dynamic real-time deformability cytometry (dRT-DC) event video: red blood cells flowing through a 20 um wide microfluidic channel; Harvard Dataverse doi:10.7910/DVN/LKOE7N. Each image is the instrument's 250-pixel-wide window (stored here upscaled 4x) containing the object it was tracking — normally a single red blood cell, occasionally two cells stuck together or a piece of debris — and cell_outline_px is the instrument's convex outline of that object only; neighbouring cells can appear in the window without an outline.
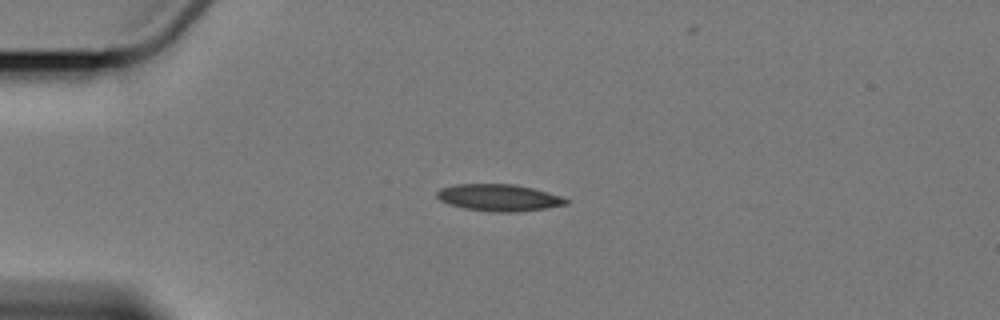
{"species": "Egyptian fruit bat (a non-hibernating species)", "species_latin": "Rousettus aegyptiacus", "temperature_condition": "cold", "stored_images_in_passage": 3, "camera_frame_rate_fps": 3000, "um_per_image_px": 0.085, "animal": {"sex": "female"}, "frame": {"image": 1, "passage_image": 1, "time_ms": 0.0, "image_size_px": [1000, 320], "cell_outline_px": [[568, 204], [544, 208], [516, 212], [492, 212], [464, 208], [448, 204], [440, 200], [436, 196], [436, 192], [440, 188], [456, 184], [516, 184], [548, 192], [560, 196], [568, 200]], "centroid_in_image_um": [42.37, 16.79], "position_along_channel_um": 42.6, "area_um2": 20.17}}
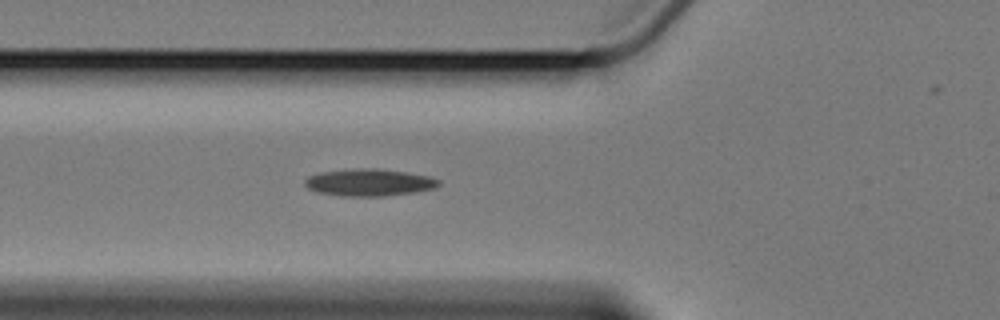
{"frame": {"image": 2, "passage_image": 3, "time_ms": 2.333, "image_size_px": [1000, 320], "cell_outline_px": [[440, 184], [436, 188], [412, 192], [384, 196], [344, 196], [320, 192], [308, 188], [304, 184], [304, 180], [308, 176], [320, 172], [356, 168], [376, 168], [408, 172], [432, 176], [440, 180]], "centroid_in_image_um": [31.41, 15.49], "position_along_channel_um": 94.4, "area_um2": 21.21}}